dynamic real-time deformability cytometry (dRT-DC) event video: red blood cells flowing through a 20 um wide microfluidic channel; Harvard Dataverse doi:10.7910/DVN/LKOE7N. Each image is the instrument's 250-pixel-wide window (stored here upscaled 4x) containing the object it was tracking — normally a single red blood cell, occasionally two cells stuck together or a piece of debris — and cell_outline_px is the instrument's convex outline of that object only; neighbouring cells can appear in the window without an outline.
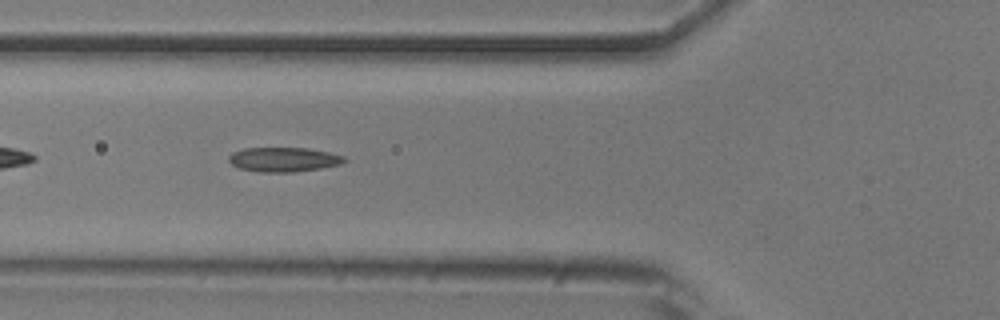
{"species": "common noctule bat (a hibernating species)", "species_latin": "Nyctalus noctula", "temperature_condition": "room temperature", "stored_images_in_passage": 38, "camera_frame_rate_fps": 3000, "um_per_image_px": 0.085, "animal": {"sex": "male", "body_mass_g": 20.5, "forearm_length_mm": 52.5}, "frame": {"image": 1, "passage_image": 6, "time_ms": 1.667, "image_size_px": [1000, 320], "cell_outline_px": [[348, 160], [340, 164], [320, 168], [292, 172], [256, 172], [240, 168], [232, 164], [228, 160], [228, 156], [232, 152], [244, 148], [308, 148], [328, 152], [344, 156]], "centroid_in_image_um": [24.09, 13.55], "position_along_channel_um": 101.7, "area_um2": 16.47}}
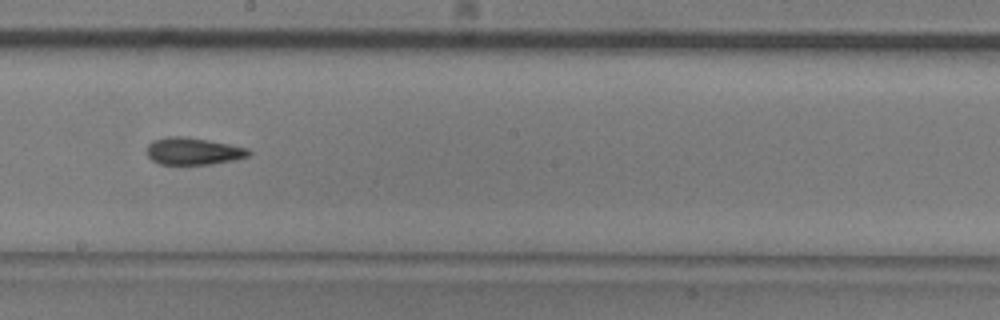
{"frame": {"image": 2, "passage_image": 16, "time_ms": 5.0, "image_size_px": [1000, 320], "cell_outline_px": [[252, 152], [248, 156], [236, 160], [212, 164], [160, 164], [152, 160], [148, 156], [148, 144], [152, 140], [168, 136], [184, 136], [208, 140], [248, 148]], "centroid_in_image_um": [16.44, 12.85], "position_along_channel_um": 231.8, "area_um2": 16.13}}
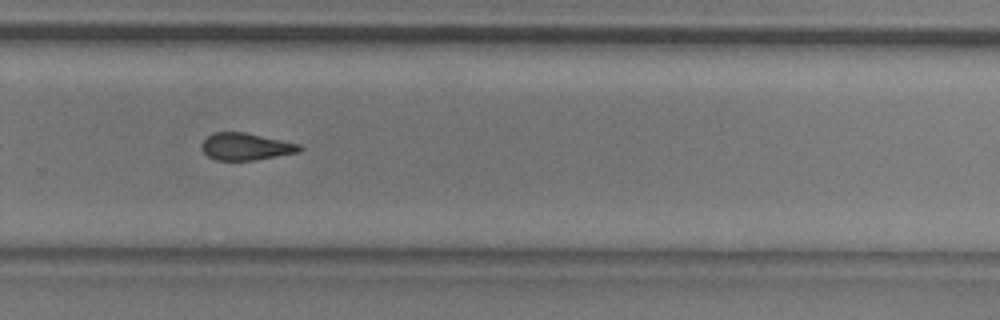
{"frame": {"image": 3, "passage_image": 22, "time_ms": 7.0, "image_size_px": [1000, 320], "cell_outline_px": [[304, 148], [300, 152], [256, 160], [216, 160], [208, 156], [200, 148], [200, 144], [212, 132], [244, 132], [300, 144]], "centroid_in_image_um": [20.89, 12.46], "position_along_channel_um": 308.9, "area_um2": 15.55}, "authors_computed_cell_mechanics": {"area_um2": 15.8661, "velocity_mm_per_s": 3.8905, "shape_relaxation_time_tau1_ms": null, "shape_relaxation_time_tau2_ms": 3.2878, "deformation_change_tau1": null, "deformation_change_tau2": 0.1069}}